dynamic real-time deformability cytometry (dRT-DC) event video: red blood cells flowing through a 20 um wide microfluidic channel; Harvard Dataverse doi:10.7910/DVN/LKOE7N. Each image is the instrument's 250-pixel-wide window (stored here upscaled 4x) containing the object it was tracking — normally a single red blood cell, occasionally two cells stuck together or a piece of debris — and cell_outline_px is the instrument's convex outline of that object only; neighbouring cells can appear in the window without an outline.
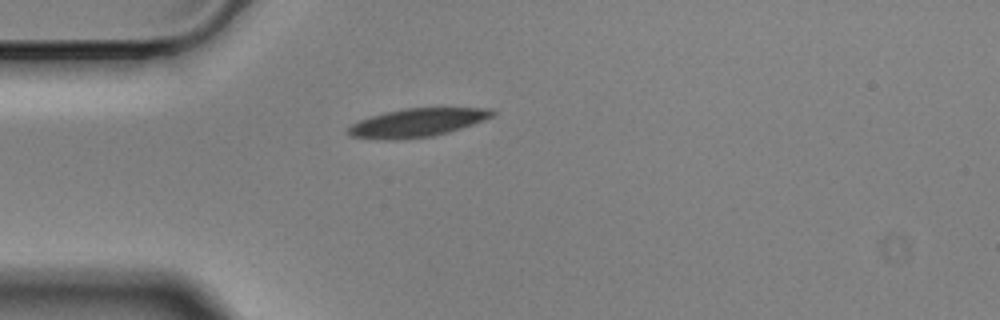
{"species": "Egyptian fruit bat (a non-hibernating species)", "species_latin": "Rousettus aegyptiacus", "temperature_condition": "cold", "stored_images_in_passage": 43, "camera_frame_rate_fps": 3000, "um_per_image_px": 0.085, "animal": {"sex": "male"}, "frame": {"image": 1, "passage_image": 1, "time_ms": 0.0, "image_size_px": [1000, 320], "cell_outline_px": [[496, 112], [492, 116], [484, 120], [448, 132], [432, 136], [400, 140], [384, 140], [352, 136], [348, 132], [348, 128], [352, 124], [360, 120], [384, 112], [404, 108], [492, 108]], "centroid_in_image_um": [35.47, 10.42], "position_along_channel_um": 49.5, "area_um2": 23.7}}
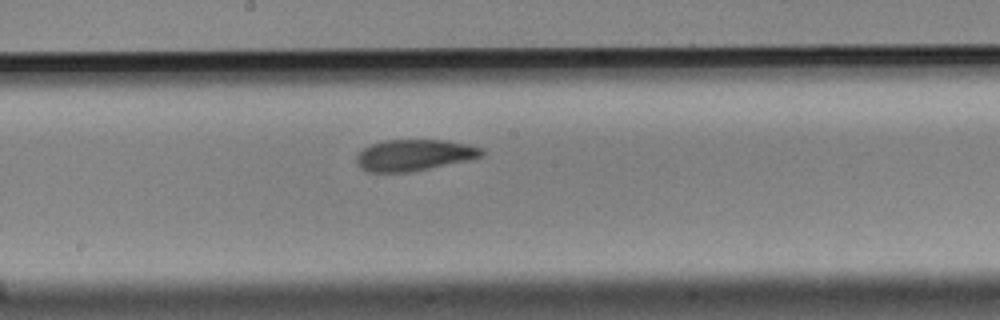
{"frame": {"image": 2, "passage_image": 16, "time_ms": 5.0, "image_size_px": [1000, 320], "cell_outline_px": [[484, 156], [472, 160], [408, 172], [368, 172], [360, 168], [356, 164], [356, 156], [364, 148], [372, 144], [384, 140], [444, 140], [468, 144], [480, 148], [484, 152]], "centroid_in_image_um": [35.21, 13.19], "position_along_channel_um": 213.0, "area_um2": 22.95}}
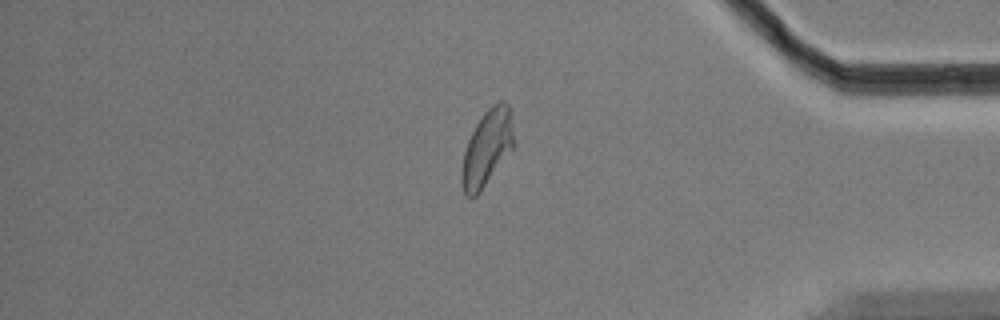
{"frame": {"image": 3, "passage_image": 34, "time_ms": 11.0, "image_size_px": [1000, 320], "cell_outline_px": [[516, 144], [480, 192], [476, 196], [468, 196], [464, 192], [460, 180], [460, 172], [464, 152], [468, 140], [476, 124], [484, 112], [496, 100], [504, 100], [508, 104]], "centroid_in_image_um": [41.4, 12.56], "position_along_channel_um": 393.8, "area_um2": 23.18}, "authors_computed_cell_mechanics": {"area_um2": 23.0622, "velocity_mm_per_s": 3.4774, "shape_relaxation_time_tau1_ms": 7.9729, "shape_relaxation_time_tau2_ms": 3.417, "deformation_change_tau1": 0.1969, "deformation_change_tau2": 0.0846}}